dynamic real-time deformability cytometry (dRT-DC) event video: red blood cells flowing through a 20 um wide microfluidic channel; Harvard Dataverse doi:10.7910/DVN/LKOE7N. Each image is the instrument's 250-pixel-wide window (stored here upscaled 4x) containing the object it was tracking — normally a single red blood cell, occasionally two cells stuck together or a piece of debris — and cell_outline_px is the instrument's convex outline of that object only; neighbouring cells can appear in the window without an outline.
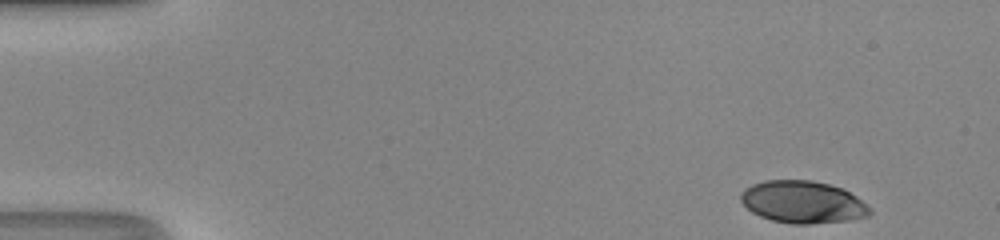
{"species": "human", "species_latin": "Homo sapiens", "temperature_condition": "room temperature", "stored_images_in_passage": 46, "camera_frame_rate_fps": 3000, "um_per_image_px": 0.085, "donor": {"sex": "male"}, "frame": {"image": 1, "passage_image": 1, "time_ms": 0.0, "image_size_px": [1000, 240], "cell_outline_px": [[872, 212], [868, 216], [848, 220], [808, 224], [792, 224], [772, 220], [760, 216], [752, 212], [740, 200], [740, 192], [744, 188], [752, 184], [764, 180], [812, 180], [844, 188], [856, 196], [872, 208]], "centroid_in_image_um": [68.24, 17.16], "position_along_channel_um": 16.8, "area_um2": 31.96}}
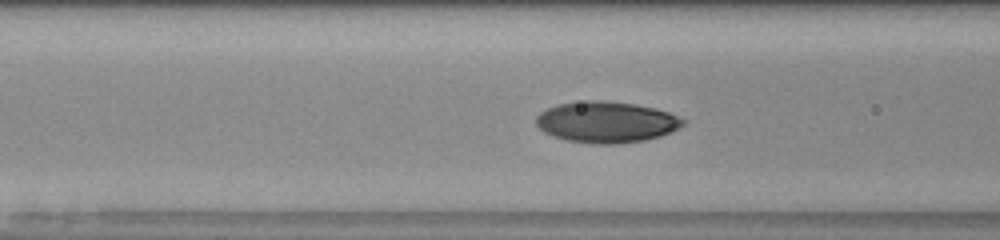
{"frame": {"image": 2, "passage_image": 17, "time_ms": 5.333, "image_size_px": [1000, 240], "cell_outline_px": [[688, 120], [680, 128], [660, 136], [644, 140], [620, 144], [596, 144], [568, 140], [552, 136], [544, 132], [536, 124], [536, 116], [540, 112], [548, 108], [560, 104], [588, 100], [600, 100], [636, 104], [656, 108], [668, 112]], "centroid_in_image_um": [51.57, 10.38], "position_along_channel_um": 115.0, "area_um2": 35.32}}
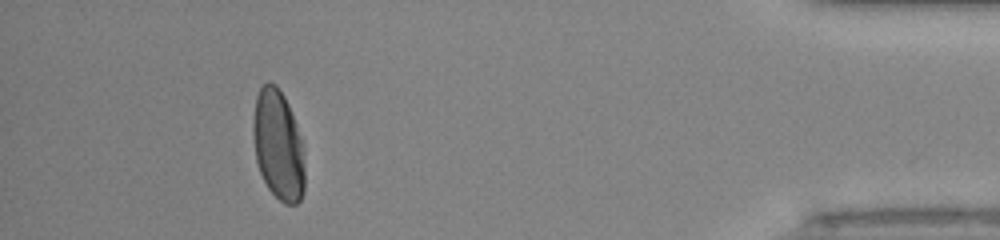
{"frame": {"image": 3, "passage_image": 42, "time_ms": 13.667, "image_size_px": [1000, 240], "cell_outline_px": [[304, 192], [300, 200], [296, 204], [284, 204], [268, 188], [260, 172], [256, 160], [252, 132], [252, 124], [256, 96], [260, 88], [268, 80], [276, 84], [284, 96], [288, 104], [296, 124], [300, 140], [304, 164]], "centroid_in_image_um": [23.62, 12.32], "position_along_channel_um": 411.6, "area_um2": 32.95}, "authors_computed_cell_mechanics": {"area_um2": 33.3217, "velocity_mm_per_s": 4.239, "shape_relaxation_time_tau1_ms": 2.8544, "shape_relaxation_time_tau2_ms": null, "deformation_change_tau1": 0.168, "deformation_change_tau2": null}}